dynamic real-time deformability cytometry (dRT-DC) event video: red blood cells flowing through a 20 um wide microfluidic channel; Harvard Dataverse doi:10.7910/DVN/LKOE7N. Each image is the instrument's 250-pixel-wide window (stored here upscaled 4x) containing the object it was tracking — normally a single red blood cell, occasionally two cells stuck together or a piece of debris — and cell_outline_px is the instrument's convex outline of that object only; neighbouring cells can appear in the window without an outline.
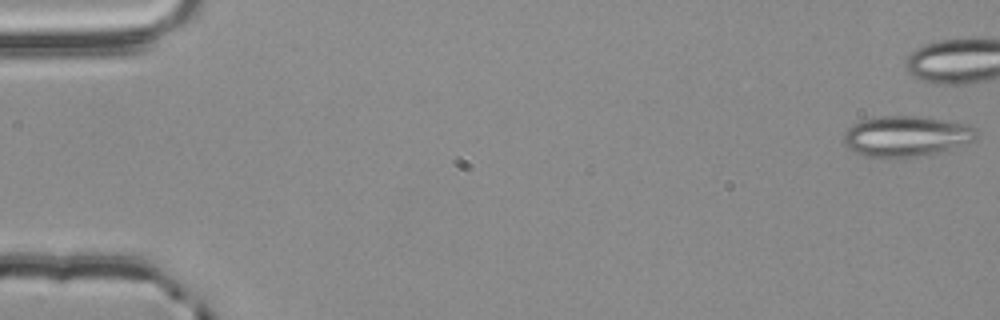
{"species": "common noctule bat (a hibernating species)", "species_latin": "Nyctalus noctula", "temperature_condition": "room temperature", "stored_images_in_passage": 56, "camera_frame_rate_fps": 3000, "um_per_image_px": 0.085, "animal": {"sex": "male", "body_mass_g": 20.4}, "frame": {"image": 1, "passage_image": 1, "time_ms": 0.0, "image_size_px": [1000, 320], "cell_outline_px": [[976, 140], [948, 152], [896, 160], [884, 160], [864, 156], [848, 148], [844, 144], [844, 132], [848, 128], [864, 120], [880, 116], [924, 116], [964, 124], [976, 128]], "centroid_in_image_um": [77.07, 11.64], "position_along_channel_um": 7.9, "area_um2": 32.43}}